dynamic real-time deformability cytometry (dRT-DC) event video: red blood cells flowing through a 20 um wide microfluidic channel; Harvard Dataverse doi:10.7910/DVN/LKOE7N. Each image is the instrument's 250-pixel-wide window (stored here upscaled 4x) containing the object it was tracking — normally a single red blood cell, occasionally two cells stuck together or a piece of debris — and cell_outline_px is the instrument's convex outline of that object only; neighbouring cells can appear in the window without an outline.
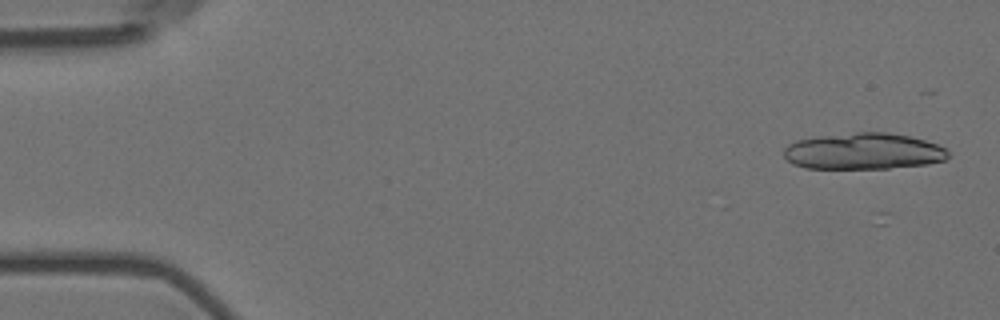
{"species": "Egyptian fruit bat (a non-hibernating species)", "species_latin": "Rousettus aegyptiacus", "temperature_condition": "room temperature", "stored_images_in_passage": 9, "camera_frame_rate_fps": 3000, "um_per_image_px": 0.085, "animal": {"sex": "female"}, "frame": {"image": 1, "passage_image": 1, "time_ms": 0.0, "image_size_px": [1000, 320], "cell_outline_px": [[952, 156], [944, 160], [928, 164], [888, 168], [804, 168], [792, 164], [784, 156], [784, 148], [788, 144], [796, 140], [820, 136], [856, 132], [888, 132], [908, 136], [924, 140], [936, 144], [944, 148]], "centroid_in_image_um": [73.39, 12.86], "position_along_channel_um": 11.6, "area_um2": 34.85}}